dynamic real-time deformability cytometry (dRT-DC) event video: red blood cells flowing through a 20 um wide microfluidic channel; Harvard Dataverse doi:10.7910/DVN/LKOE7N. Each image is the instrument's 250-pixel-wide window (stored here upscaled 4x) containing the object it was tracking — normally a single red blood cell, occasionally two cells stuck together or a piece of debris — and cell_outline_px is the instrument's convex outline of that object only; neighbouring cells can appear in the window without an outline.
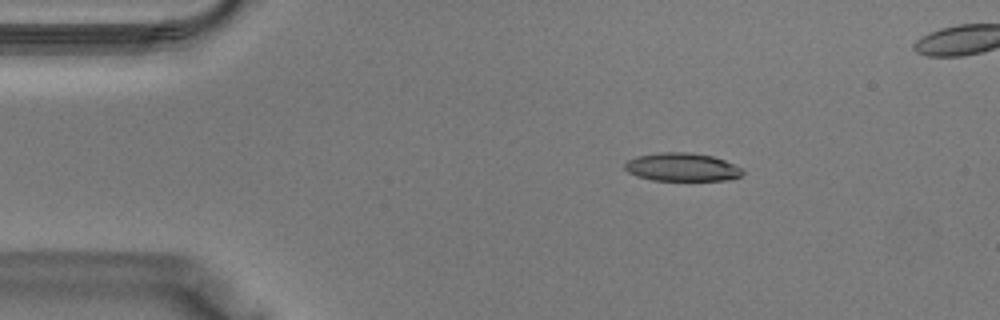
{"species": "Egyptian fruit bat (a non-hibernating species)", "species_latin": "Rousettus aegyptiacus", "temperature_condition": "warm", "stored_images_in_passage": 37, "camera_frame_rate_fps": 3000, "um_per_image_px": 0.085, "animal": {"sex": "male"}, "frame": {"image": 1, "passage_image": 4, "time_ms": 1.0, "image_size_px": [1000, 320], "cell_outline_px": [[744, 172], [740, 176], [732, 180], [652, 180], [636, 176], [628, 172], [624, 168], [624, 164], [628, 160], [636, 156], [660, 152], [688, 152], [712, 156], [736, 164], [744, 168]], "centroid_in_image_um": [58.0, 14.2], "position_along_channel_um": 27.0, "area_um2": 19.59}}
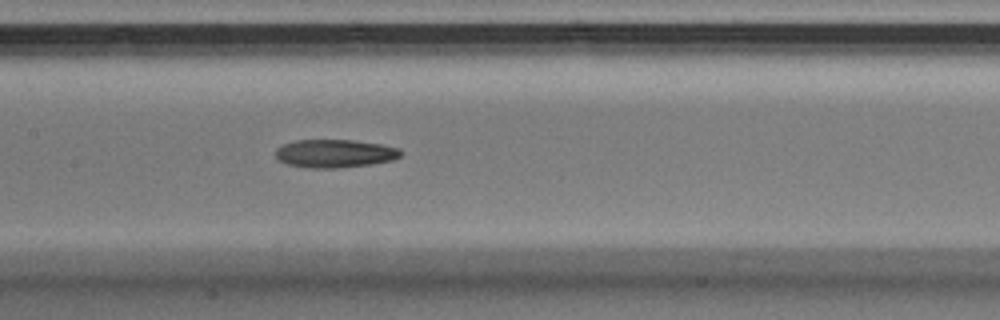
{"frame": {"image": 2, "passage_image": 16, "time_ms": 5.0, "image_size_px": [1000, 320], "cell_outline_px": [[404, 152], [400, 156], [392, 160], [368, 164], [336, 168], [312, 168], [288, 164], [280, 160], [276, 156], [276, 148], [284, 144], [296, 140], [352, 140], [380, 144], [400, 148]], "centroid_in_image_um": [28.48, 13.04], "position_along_channel_um": 178.9, "area_um2": 20.35}}
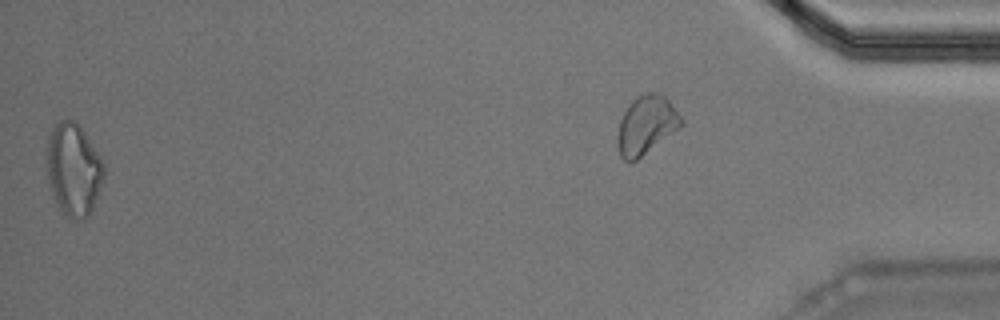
{"frame": {"image": 3, "passage_image": 36, "time_ms": 11.667, "image_size_px": [1000, 320], "cell_outline_px": [[104, 180], [92, 212], [84, 220], [68, 216], [60, 208], [52, 192], [48, 176], [44, 152], [48, 136], [52, 128], [60, 120], [76, 120], [104, 160]], "centroid_in_image_um": [6.26, 14.36], "position_along_channel_um": 428.9, "area_um2": 31.21}}